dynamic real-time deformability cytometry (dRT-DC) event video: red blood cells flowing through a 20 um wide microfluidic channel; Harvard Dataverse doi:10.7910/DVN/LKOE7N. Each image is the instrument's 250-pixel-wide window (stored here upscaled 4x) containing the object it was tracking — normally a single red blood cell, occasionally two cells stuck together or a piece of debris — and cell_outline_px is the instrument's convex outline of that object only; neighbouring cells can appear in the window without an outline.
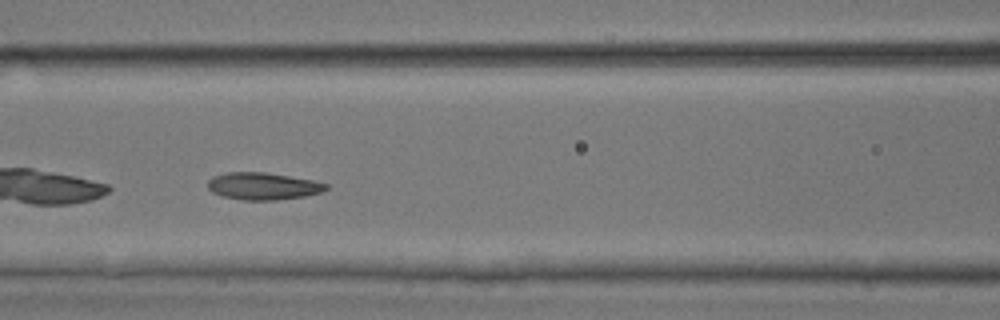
{"species": "common noctule bat (a hibernating species)", "species_latin": "Nyctalus noctula", "temperature_condition": "room temperature", "stored_images_in_passage": 33, "camera_frame_rate_fps": 3000, "um_per_image_px": 0.085, "animal": {"sex": "male", "body_mass_g": 17.9, "forearm_length_mm": 54.2}, "frame": {"image": 1, "passage_image": 6, "time_ms": 1.667, "image_size_px": [1000, 320], "cell_outline_px": [[328, 188], [324, 192], [304, 196], [276, 200], [244, 200], [224, 196], [212, 192], [208, 188], [208, 180], [212, 176], [224, 172], [264, 172], [316, 180], [328, 184]], "centroid_in_image_um": [22.38, 15.81], "position_along_channel_um": 144.2, "area_um2": 18.9}}
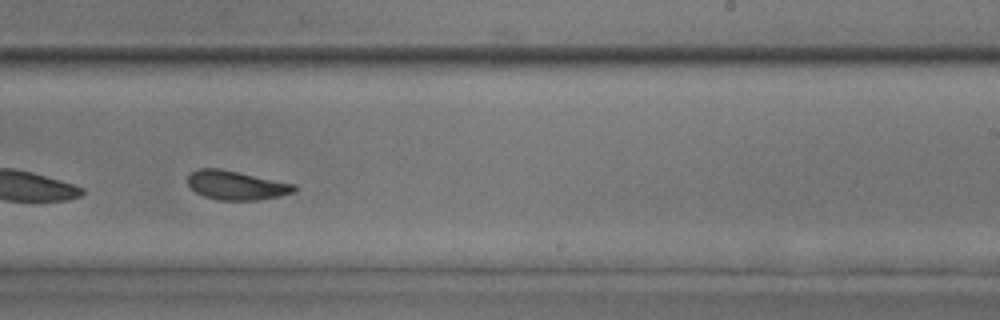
{"frame": {"image": 2, "passage_image": 15, "time_ms": 4.667, "image_size_px": [1000, 320], "cell_outline_px": [[296, 192], [280, 196], [260, 200], [220, 200], [204, 196], [196, 192], [188, 184], [188, 176], [196, 168], [220, 168], [296, 184]], "centroid_in_image_um": [20.11, 15.74], "position_along_channel_um": 268.9, "area_um2": 18.09}}
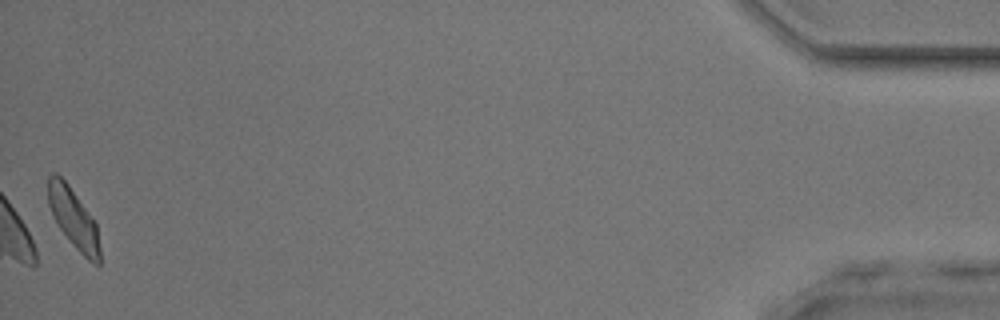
{"frame": {"image": 3, "passage_image": 33, "time_ms": 10.667, "image_size_px": [1000, 320], "cell_outline_px": [[100, 264], [96, 264], [88, 260], [72, 244], [56, 224], [52, 216], [48, 204], [48, 176], [52, 172], [56, 172], [68, 184], [96, 224], [100, 248]], "centroid_in_image_um": [6.22, 18.56], "position_along_channel_um": 429.0, "area_um2": 17.86}}